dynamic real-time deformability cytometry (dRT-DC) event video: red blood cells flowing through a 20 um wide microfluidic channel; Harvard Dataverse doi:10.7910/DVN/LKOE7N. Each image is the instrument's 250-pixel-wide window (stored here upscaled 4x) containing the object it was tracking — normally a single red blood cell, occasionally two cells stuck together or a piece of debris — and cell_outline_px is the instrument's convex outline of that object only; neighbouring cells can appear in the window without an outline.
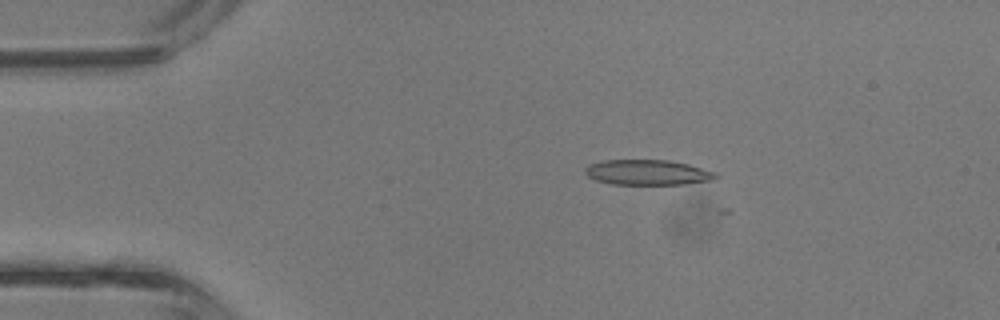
{"species": "common noctule bat (a hibernating species)", "species_latin": "Nyctalus noctula", "temperature_condition": "room temperature", "stored_images_in_passage": 4, "camera_frame_rate_fps": 3000, "um_per_image_px": 0.085, "animal": {"sex": "male", "body_mass_g": 13.3}, "frame": {"image": 1, "passage_image": 2, "time_ms": 0.333, "image_size_px": [1000, 320], "cell_outline_px": [[720, 176], [716, 180], [684, 184], [612, 184], [596, 180], [588, 176], [584, 172], [584, 168], [588, 164], [604, 160], [668, 160], [688, 164], [716, 172]], "centroid_in_image_um": [55.07, 14.65], "position_along_channel_um": 29.9, "area_um2": 19.36}}
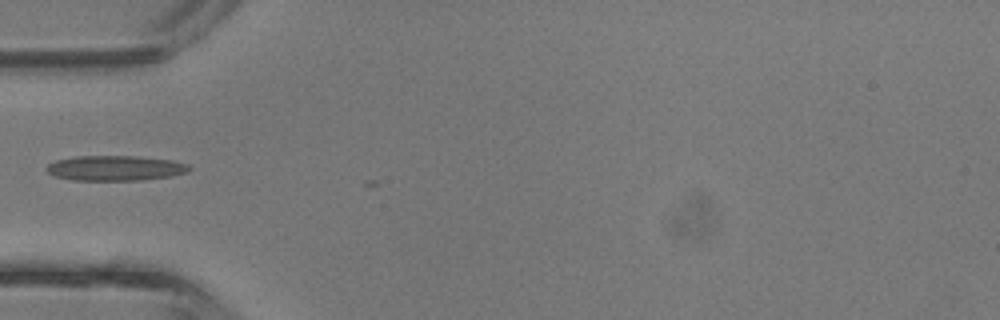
{"frame": {"image": 2, "passage_image": 4, "time_ms": 1.0, "image_size_px": [1000, 320], "cell_outline_px": [[192, 168], [188, 172], [172, 176], [144, 180], [72, 180], [56, 176], [48, 172], [44, 168], [48, 164], [56, 160], [76, 156], [136, 156], [172, 160], [188, 164]], "centroid_in_image_um": [9.82, 14.29], "position_along_channel_um": 75.2, "area_um2": 20.98}}